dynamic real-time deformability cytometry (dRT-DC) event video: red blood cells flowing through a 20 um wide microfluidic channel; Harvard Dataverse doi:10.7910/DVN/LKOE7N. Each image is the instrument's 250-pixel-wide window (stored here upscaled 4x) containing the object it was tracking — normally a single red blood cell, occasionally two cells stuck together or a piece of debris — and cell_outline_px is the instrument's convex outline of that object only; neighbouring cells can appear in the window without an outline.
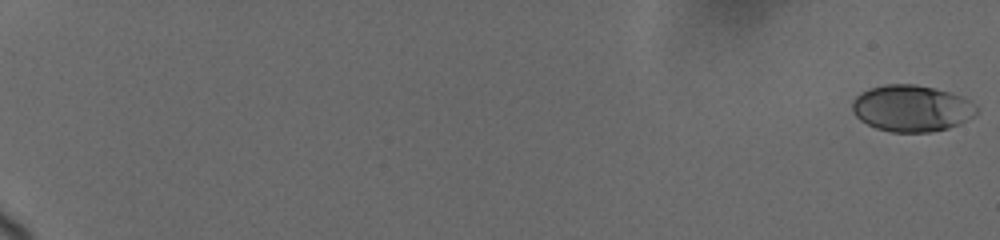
{"species": "human", "species_latin": "Homo sapiens", "temperature_condition": "cold", "stored_images_in_passage": 32, "camera_frame_rate_fps": 3000, "um_per_image_px": 0.085, "donor": {"sex": "female"}, "frame": {"image": 1, "passage_image": 1, "time_ms": 0.0, "image_size_px": [1000, 240], "cell_outline_px": [[980, 112], [976, 116], [960, 124], [948, 128], [932, 132], [892, 132], [876, 128], [860, 120], [852, 112], [852, 100], [860, 92], [884, 84], [912, 84], [932, 88], [964, 96], [976, 104]], "centroid_in_image_um": [77.53, 9.21], "position_along_channel_um": 7.5, "area_um2": 34.04}}
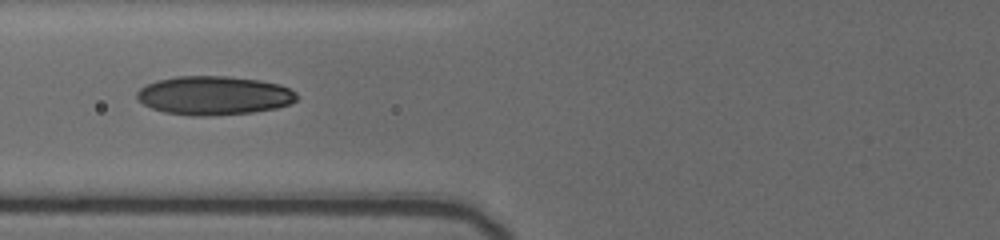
{"frame": {"image": 2, "passage_image": 20, "time_ms": 9.0, "image_size_px": [1000, 240], "cell_outline_px": [[296, 100], [288, 104], [276, 108], [252, 112], [208, 116], [192, 116], [164, 112], [152, 108], [144, 104], [136, 96], [136, 92], [144, 84], [156, 80], [176, 76], [228, 76], [260, 80], [280, 84], [296, 92]], "centroid_in_image_um": [18.15, 8.11], "position_along_channel_um": 107.6, "area_um2": 36.24}}
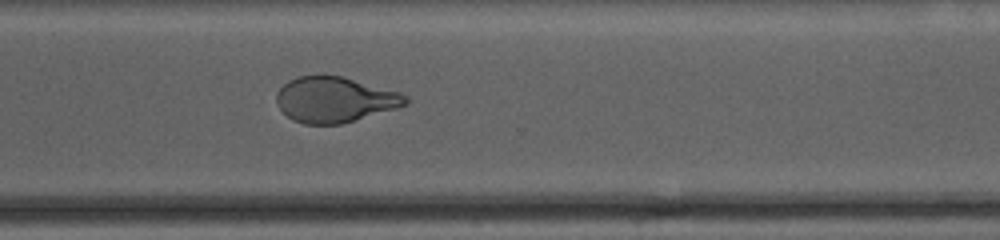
{"frame": {"image": 3, "passage_image": 32, "time_ms": 15.333, "image_size_px": [1000, 240], "cell_outline_px": [[408, 104], [340, 124], [304, 124], [292, 120], [280, 108], [276, 100], [276, 92], [288, 80], [296, 76], [340, 76], [400, 92], [408, 96]], "centroid_in_image_um": [28.43, 8.46], "position_along_channel_um": 342.2, "area_um2": 33.76}}